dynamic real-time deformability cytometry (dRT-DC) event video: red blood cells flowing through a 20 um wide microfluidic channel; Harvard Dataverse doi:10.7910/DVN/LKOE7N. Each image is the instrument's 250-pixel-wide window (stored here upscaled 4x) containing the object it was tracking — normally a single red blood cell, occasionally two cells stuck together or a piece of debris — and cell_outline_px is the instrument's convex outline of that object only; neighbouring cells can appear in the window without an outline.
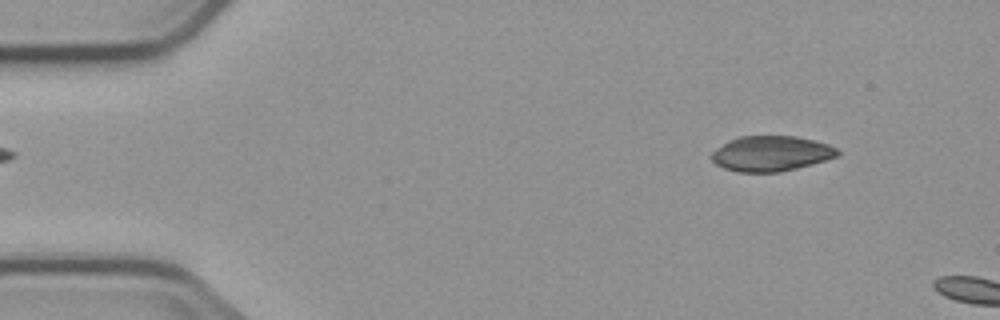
{"species": "common noctule bat (a hibernating species)", "species_latin": "Nyctalus noctula", "temperature_condition": "cold", "stored_images_in_passage": 2, "camera_frame_rate_fps": 3000, "um_per_image_px": 0.085, "animal": {"sex": "male", "body_mass_g": 23.1, "forearm_length_mm": 52.7}, "frame": {"image": 1, "passage_image": 1, "time_ms": 0.0, "image_size_px": [1000, 320], "cell_outline_px": [[840, 152], [836, 156], [812, 164], [780, 172], [736, 172], [724, 168], [716, 164], [712, 160], [712, 152], [716, 148], [728, 140], [740, 136], [796, 136], [828, 144], [836, 148]], "centroid_in_image_um": [65.51, 13.05], "position_along_channel_um": 19.5, "area_um2": 25.78}}